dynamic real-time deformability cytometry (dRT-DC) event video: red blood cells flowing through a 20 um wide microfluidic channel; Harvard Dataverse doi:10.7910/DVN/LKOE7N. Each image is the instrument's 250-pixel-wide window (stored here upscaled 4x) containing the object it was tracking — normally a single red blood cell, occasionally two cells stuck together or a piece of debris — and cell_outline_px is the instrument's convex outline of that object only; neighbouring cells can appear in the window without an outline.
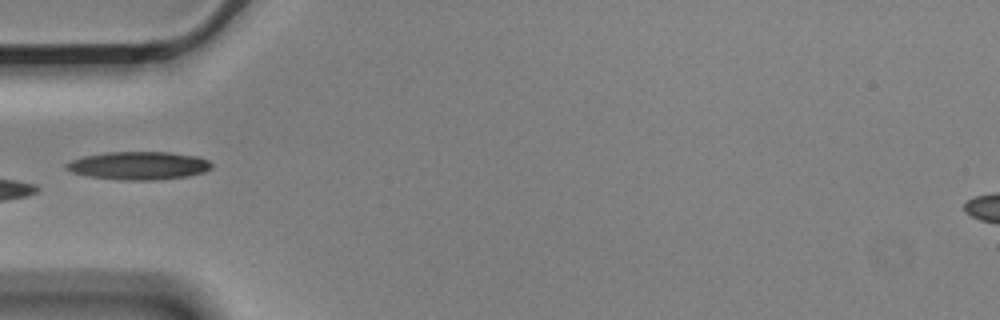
{"species": "Egyptian fruit bat (a non-hibernating species)", "species_latin": "Rousettus aegyptiacus", "temperature_condition": "cold", "stored_images_in_passage": 10, "camera_frame_rate_fps": 3000, "um_per_image_px": 0.085, "animal": {"sex": "male"}, "frame": {"image": 1, "passage_image": 4, "time_ms": 1.0, "image_size_px": [1000, 320], "cell_outline_px": [[212, 168], [204, 172], [188, 176], [152, 180], [128, 180], [88, 176], [72, 172], [64, 164], [72, 160], [84, 156], [108, 152], [168, 152], [196, 156], [208, 160], [212, 164]], "centroid_in_image_um": [11.82, 14.07], "position_along_channel_um": 73.2, "area_um2": 23.52}}
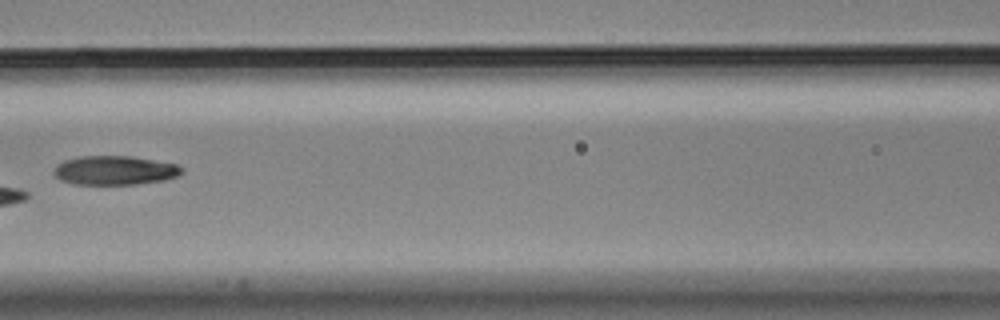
{"frame": {"image": 2, "passage_image": 6, "time_ms": 1.667, "image_size_px": [1000, 320], "cell_outline_px": [[184, 168], [176, 176], [164, 180], [136, 184], [72, 184], [60, 180], [52, 172], [56, 164], [64, 160], [80, 156], [132, 156], [176, 164]], "centroid_in_image_um": [9.7, 14.47], "position_along_channel_um": 156.9, "area_um2": 21.68}}
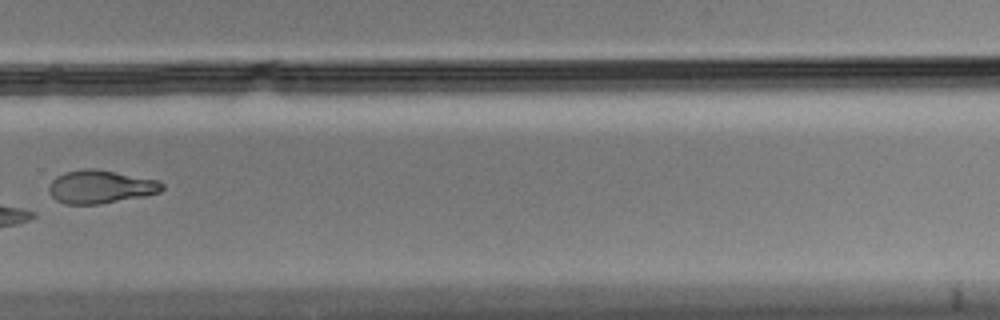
{"frame": {"image": 3, "passage_image": 10, "time_ms": 3.0, "image_size_px": [1000, 320], "cell_outline_px": [[164, 188], [160, 192], [144, 196], [100, 204], [64, 204], [56, 200], [48, 192], [48, 188], [52, 180], [56, 176], [64, 172], [84, 168], [96, 168], [156, 180], [164, 184]], "centroid_in_image_um": [8.51, 15.87], "position_along_channel_um": 321.3, "area_um2": 21.96}}